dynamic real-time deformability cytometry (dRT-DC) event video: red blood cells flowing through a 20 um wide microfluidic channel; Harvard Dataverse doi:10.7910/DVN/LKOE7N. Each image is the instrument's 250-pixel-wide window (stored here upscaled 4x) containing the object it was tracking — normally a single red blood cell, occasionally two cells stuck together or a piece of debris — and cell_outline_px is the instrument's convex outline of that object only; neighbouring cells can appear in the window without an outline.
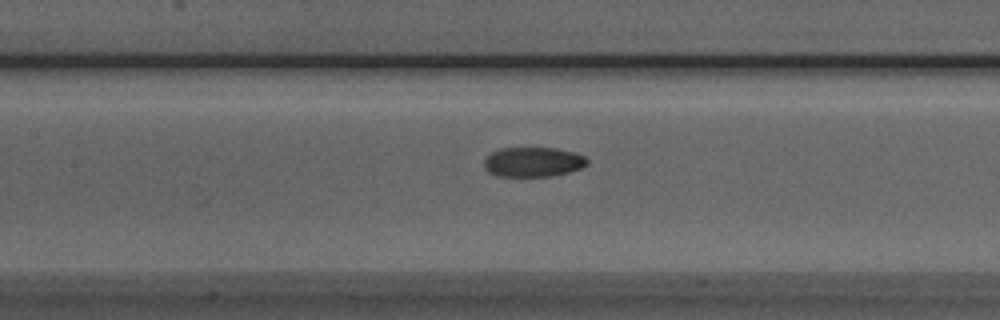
{"species": "Egyptian fruit bat (a non-hibernating species)", "species_latin": "Rousettus aegyptiacus", "temperature_condition": "room temperature", "stored_images_in_passage": 41, "camera_frame_rate_fps": 3000, "um_per_image_px": 0.085, "animal": {"sex": "male"}, "frame": {"image": 1, "passage_image": 11, "time_ms": 3.333, "image_size_px": [1000, 320], "cell_outline_px": [[588, 164], [580, 168], [568, 172], [552, 176], [496, 176], [488, 172], [484, 168], [484, 160], [492, 152], [500, 148], [556, 148], [576, 152], [584, 156], [588, 160]], "centroid_in_image_um": [45.31, 13.76], "position_along_channel_um": 162.1, "area_um2": 17.92}}
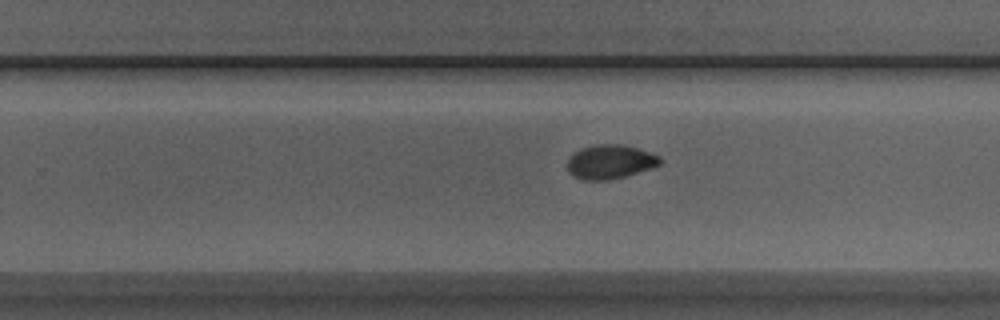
{"frame": {"image": 2, "passage_image": 20, "time_ms": 6.333, "image_size_px": [1000, 320], "cell_outline_px": [[660, 164], [652, 168], [624, 176], [608, 180], [584, 180], [572, 176], [568, 172], [568, 156], [580, 148], [596, 144], [624, 144], [660, 156]], "centroid_in_image_um": [51.81, 13.75], "position_along_channel_um": 278.0, "area_um2": 18.44}}
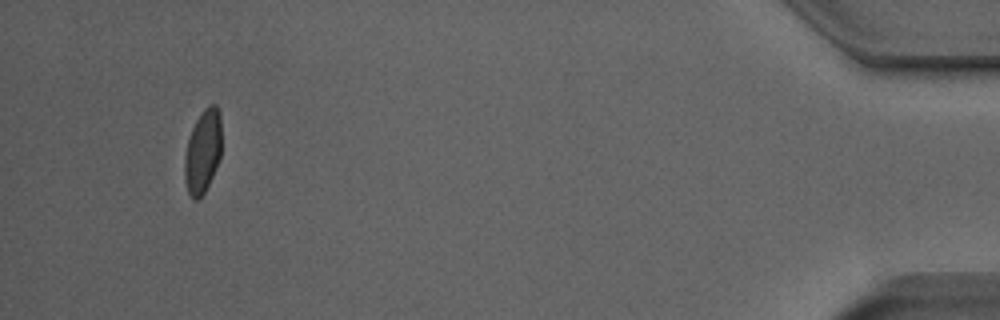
{"frame": {"image": 3, "passage_image": 37, "time_ms": 12.0, "image_size_px": [1000, 320], "cell_outline_px": [[220, 160], [204, 192], [196, 200], [192, 200], [188, 192], [184, 180], [184, 156], [188, 140], [192, 128], [200, 112], [208, 104], [216, 104], [220, 112]], "centroid_in_image_um": [17.22, 12.85], "position_along_channel_um": 418.0, "area_um2": 18.03}}